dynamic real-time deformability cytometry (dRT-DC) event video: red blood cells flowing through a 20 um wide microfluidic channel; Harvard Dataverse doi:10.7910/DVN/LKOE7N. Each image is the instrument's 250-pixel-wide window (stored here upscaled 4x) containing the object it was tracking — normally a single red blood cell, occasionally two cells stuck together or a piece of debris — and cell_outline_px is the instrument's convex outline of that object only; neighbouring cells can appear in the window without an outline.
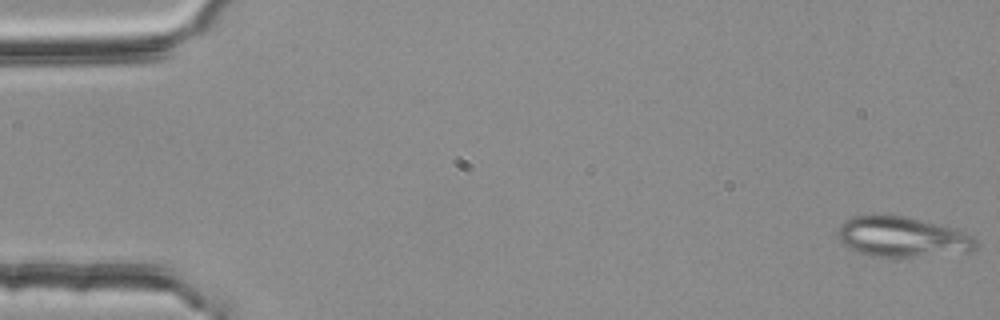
{"species": "common noctule bat (a hibernating species)", "species_latin": "Nyctalus noctula", "temperature_condition": "room temperature", "stored_images_in_passage": 11, "camera_frame_rate_fps": 3000, "um_per_image_px": 0.085, "animal": {"sex": "female", "body_mass_g": 25.1}, "frame": {"image": 1, "passage_image": 1, "time_ms": 0.0, "image_size_px": [1000, 320], "cell_outline_px": [[976, 248], [972, 252], [916, 256], [872, 256], [860, 252], [844, 244], [836, 236], [836, 232], [840, 224], [844, 220], [852, 216], [908, 216], [952, 228], [972, 236], [976, 240]], "centroid_in_image_um": [76.68, 20.13], "position_along_channel_um": 8.3, "area_um2": 31.96}}